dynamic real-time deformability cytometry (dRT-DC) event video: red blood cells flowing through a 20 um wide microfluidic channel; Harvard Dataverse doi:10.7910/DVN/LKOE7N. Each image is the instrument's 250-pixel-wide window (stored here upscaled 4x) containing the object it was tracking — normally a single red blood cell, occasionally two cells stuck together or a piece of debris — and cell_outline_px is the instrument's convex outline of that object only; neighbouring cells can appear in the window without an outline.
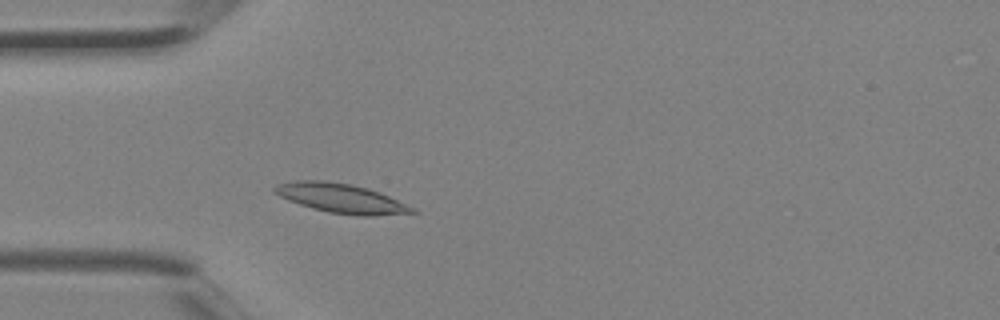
{"species": "Egyptian fruit bat (a non-hibernating species)", "species_latin": "Rousettus aegyptiacus", "temperature_condition": "room temperature", "stored_images_in_passage": 2, "camera_frame_rate_fps": 3000, "um_per_image_px": 0.085, "animal": {"sex": "female"}, "frame": {"image": 1, "passage_image": 2, "time_ms": 0.333, "image_size_px": [1000, 320], "cell_outline_px": [[420, 212], [372, 216], [356, 216], [328, 212], [312, 208], [288, 200], [272, 192], [272, 188], [276, 184], [296, 180], [324, 180], [348, 184], [368, 188], [380, 192], [416, 208]], "centroid_in_image_um": [29.0, 16.86], "position_along_channel_um": 56.0, "area_um2": 23.7}}